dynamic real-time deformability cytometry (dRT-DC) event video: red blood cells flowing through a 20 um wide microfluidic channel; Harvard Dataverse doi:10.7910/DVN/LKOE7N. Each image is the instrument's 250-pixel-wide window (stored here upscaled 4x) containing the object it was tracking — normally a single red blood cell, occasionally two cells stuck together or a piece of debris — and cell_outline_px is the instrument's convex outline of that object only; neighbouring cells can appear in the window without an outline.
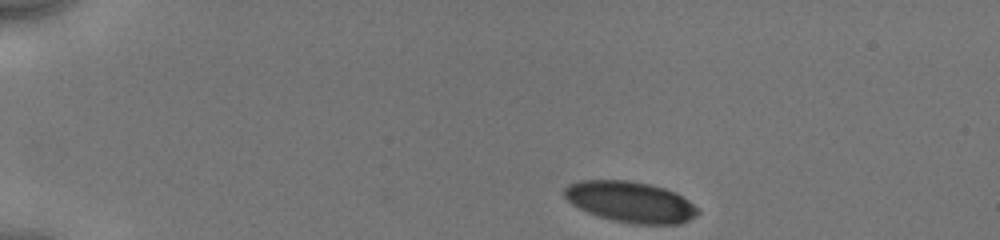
{"species": "human", "species_latin": "Homo sapiens", "temperature_condition": "cold", "stored_images_in_passage": 44, "camera_frame_rate_fps": 3000, "um_per_image_px": 0.085, "donor": {"sex": "male"}, "frame": {"image": 1, "passage_image": 1, "time_ms": 0.0, "image_size_px": [1000, 240], "cell_outline_px": [[700, 212], [696, 216], [680, 224], [632, 224], [600, 216], [588, 212], [572, 204], [564, 196], [564, 188], [568, 184], [580, 180], [628, 180], [648, 184], [664, 188], [676, 192], [688, 200]], "centroid_in_image_um": [53.59, 17.15], "position_along_channel_um": 31.4, "area_um2": 31.62}}
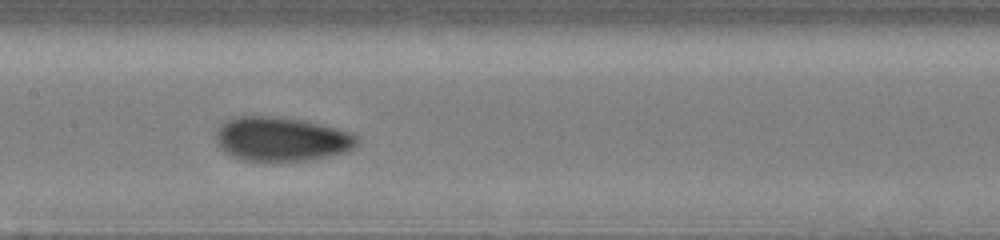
{"frame": {"image": 2, "passage_image": 19, "time_ms": 6.0, "image_size_px": [1000, 240], "cell_outline_px": [[360, 144], [348, 152], [308, 160], [272, 164], [244, 160], [232, 156], [224, 152], [220, 148], [216, 140], [216, 132], [220, 124], [236, 116], [276, 116], [300, 120], [320, 124], [352, 132], [360, 136]], "centroid_in_image_um": [23.95, 11.86], "position_along_channel_um": 183.4, "area_um2": 37.4}}
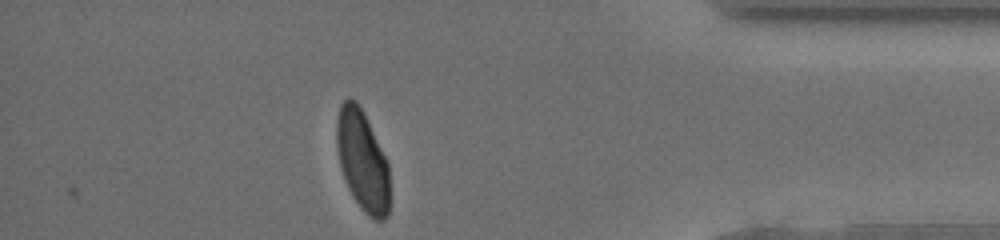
{"frame": {"image": 3, "passage_image": 38, "time_ms": 12.333, "image_size_px": [1000, 240], "cell_outline_px": [[388, 216], [384, 220], [376, 220], [368, 216], [360, 208], [352, 196], [344, 180], [340, 168], [336, 148], [336, 120], [340, 104], [348, 96], [356, 100], [364, 112], [388, 164]], "centroid_in_image_um": [30.76, 13.63], "position_along_channel_um": 404.4, "area_um2": 31.27}, "authors_computed_cell_mechanics": {"area_um2": 33.7552, "velocity_mm_per_s": 3.9436, "shape_relaxation_time_tau1_ms": 3.5443, "shape_relaxation_time_tau2_ms": 0.8134, "deformation_change_tau1": 0.1119, "deformation_change_tau2": 0.0423}}